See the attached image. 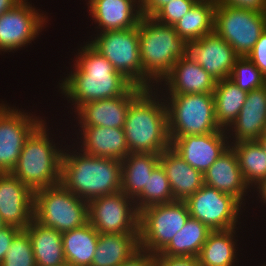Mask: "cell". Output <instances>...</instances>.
I'll list each match as a JSON object with an SVG mask.
<instances>
[{
    "label": "cell",
    "mask_w": 266,
    "mask_h": 266,
    "mask_svg": "<svg viewBox=\"0 0 266 266\" xmlns=\"http://www.w3.org/2000/svg\"><path fill=\"white\" fill-rule=\"evenodd\" d=\"M45 16L28 0H21L12 9L3 12L0 15V52L17 51L31 44L42 28H46L49 20Z\"/></svg>",
    "instance_id": "obj_14"
},
{
    "label": "cell",
    "mask_w": 266,
    "mask_h": 266,
    "mask_svg": "<svg viewBox=\"0 0 266 266\" xmlns=\"http://www.w3.org/2000/svg\"><path fill=\"white\" fill-rule=\"evenodd\" d=\"M246 57L266 77V30L261 34L255 46Z\"/></svg>",
    "instance_id": "obj_39"
},
{
    "label": "cell",
    "mask_w": 266,
    "mask_h": 266,
    "mask_svg": "<svg viewBox=\"0 0 266 266\" xmlns=\"http://www.w3.org/2000/svg\"><path fill=\"white\" fill-rule=\"evenodd\" d=\"M0 103V173H11L23 146L31 134L44 122L24 110Z\"/></svg>",
    "instance_id": "obj_13"
},
{
    "label": "cell",
    "mask_w": 266,
    "mask_h": 266,
    "mask_svg": "<svg viewBox=\"0 0 266 266\" xmlns=\"http://www.w3.org/2000/svg\"><path fill=\"white\" fill-rule=\"evenodd\" d=\"M144 90L133 85L122 96L87 102L74 111L77 115L75 119L78 120L80 127L102 126L123 129L130 104Z\"/></svg>",
    "instance_id": "obj_16"
},
{
    "label": "cell",
    "mask_w": 266,
    "mask_h": 266,
    "mask_svg": "<svg viewBox=\"0 0 266 266\" xmlns=\"http://www.w3.org/2000/svg\"><path fill=\"white\" fill-rule=\"evenodd\" d=\"M257 141L259 142V144L262 146V148L266 152V134L264 133Z\"/></svg>",
    "instance_id": "obj_46"
},
{
    "label": "cell",
    "mask_w": 266,
    "mask_h": 266,
    "mask_svg": "<svg viewBox=\"0 0 266 266\" xmlns=\"http://www.w3.org/2000/svg\"><path fill=\"white\" fill-rule=\"evenodd\" d=\"M212 230L201 221L189 217L184 227L159 252L162 255L198 256Z\"/></svg>",
    "instance_id": "obj_32"
},
{
    "label": "cell",
    "mask_w": 266,
    "mask_h": 266,
    "mask_svg": "<svg viewBox=\"0 0 266 266\" xmlns=\"http://www.w3.org/2000/svg\"><path fill=\"white\" fill-rule=\"evenodd\" d=\"M57 266H73V265L71 263L65 261L64 263L57 265Z\"/></svg>",
    "instance_id": "obj_47"
},
{
    "label": "cell",
    "mask_w": 266,
    "mask_h": 266,
    "mask_svg": "<svg viewBox=\"0 0 266 266\" xmlns=\"http://www.w3.org/2000/svg\"><path fill=\"white\" fill-rule=\"evenodd\" d=\"M99 233L88 222L62 233L66 262L73 266H91L97 247Z\"/></svg>",
    "instance_id": "obj_29"
},
{
    "label": "cell",
    "mask_w": 266,
    "mask_h": 266,
    "mask_svg": "<svg viewBox=\"0 0 266 266\" xmlns=\"http://www.w3.org/2000/svg\"><path fill=\"white\" fill-rule=\"evenodd\" d=\"M80 49L74 69L59 82L75 111L87 102L122 96L134 85L88 42Z\"/></svg>",
    "instance_id": "obj_1"
},
{
    "label": "cell",
    "mask_w": 266,
    "mask_h": 266,
    "mask_svg": "<svg viewBox=\"0 0 266 266\" xmlns=\"http://www.w3.org/2000/svg\"><path fill=\"white\" fill-rule=\"evenodd\" d=\"M172 0H141L143 16L152 17L162 6Z\"/></svg>",
    "instance_id": "obj_43"
},
{
    "label": "cell",
    "mask_w": 266,
    "mask_h": 266,
    "mask_svg": "<svg viewBox=\"0 0 266 266\" xmlns=\"http://www.w3.org/2000/svg\"><path fill=\"white\" fill-rule=\"evenodd\" d=\"M139 249V233L99 234L91 266H119Z\"/></svg>",
    "instance_id": "obj_25"
},
{
    "label": "cell",
    "mask_w": 266,
    "mask_h": 266,
    "mask_svg": "<svg viewBox=\"0 0 266 266\" xmlns=\"http://www.w3.org/2000/svg\"><path fill=\"white\" fill-rule=\"evenodd\" d=\"M198 0H172L162 6L152 17L164 25H175Z\"/></svg>",
    "instance_id": "obj_37"
},
{
    "label": "cell",
    "mask_w": 266,
    "mask_h": 266,
    "mask_svg": "<svg viewBox=\"0 0 266 266\" xmlns=\"http://www.w3.org/2000/svg\"><path fill=\"white\" fill-rule=\"evenodd\" d=\"M46 120L26 140L11 174L33 193L61 182L64 148L49 138Z\"/></svg>",
    "instance_id": "obj_5"
},
{
    "label": "cell",
    "mask_w": 266,
    "mask_h": 266,
    "mask_svg": "<svg viewBox=\"0 0 266 266\" xmlns=\"http://www.w3.org/2000/svg\"><path fill=\"white\" fill-rule=\"evenodd\" d=\"M173 201L175 200L169 185V180L164 168L159 163L148 178L147 186H145L142 192L134 199V202L140 213L143 209L150 206Z\"/></svg>",
    "instance_id": "obj_34"
},
{
    "label": "cell",
    "mask_w": 266,
    "mask_h": 266,
    "mask_svg": "<svg viewBox=\"0 0 266 266\" xmlns=\"http://www.w3.org/2000/svg\"><path fill=\"white\" fill-rule=\"evenodd\" d=\"M5 226V224L3 223L1 217H0V229H2Z\"/></svg>",
    "instance_id": "obj_48"
},
{
    "label": "cell",
    "mask_w": 266,
    "mask_h": 266,
    "mask_svg": "<svg viewBox=\"0 0 266 266\" xmlns=\"http://www.w3.org/2000/svg\"><path fill=\"white\" fill-rule=\"evenodd\" d=\"M185 201L154 205L140 212L139 248L159 253L189 219Z\"/></svg>",
    "instance_id": "obj_8"
},
{
    "label": "cell",
    "mask_w": 266,
    "mask_h": 266,
    "mask_svg": "<svg viewBox=\"0 0 266 266\" xmlns=\"http://www.w3.org/2000/svg\"><path fill=\"white\" fill-rule=\"evenodd\" d=\"M187 55L217 81L230 78L235 61L240 57L215 31L189 42Z\"/></svg>",
    "instance_id": "obj_18"
},
{
    "label": "cell",
    "mask_w": 266,
    "mask_h": 266,
    "mask_svg": "<svg viewBox=\"0 0 266 266\" xmlns=\"http://www.w3.org/2000/svg\"><path fill=\"white\" fill-rule=\"evenodd\" d=\"M96 36L88 43L105 57L116 71L134 85L143 88L138 26L131 29L104 31Z\"/></svg>",
    "instance_id": "obj_10"
},
{
    "label": "cell",
    "mask_w": 266,
    "mask_h": 266,
    "mask_svg": "<svg viewBox=\"0 0 266 266\" xmlns=\"http://www.w3.org/2000/svg\"><path fill=\"white\" fill-rule=\"evenodd\" d=\"M231 147L237 154L245 182L256 188L266 179V152L258 141H241Z\"/></svg>",
    "instance_id": "obj_33"
},
{
    "label": "cell",
    "mask_w": 266,
    "mask_h": 266,
    "mask_svg": "<svg viewBox=\"0 0 266 266\" xmlns=\"http://www.w3.org/2000/svg\"><path fill=\"white\" fill-rule=\"evenodd\" d=\"M224 129L209 134L188 135L170 139V147L191 167L202 172L231 146Z\"/></svg>",
    "instance_id": "obj_15"
},
{
    "label": "cell",
    "mask_w": 266,
    "mask_h": 266,
    "mask_svg": "<svg viewBox=\"0 0 266 266\" xmlns=\"http://www.w3.org/2000/svg\"><path fill=\"white\" fill-rule=\"evenodd\" d=\"M258 191L259 195L257 197L260 198V201L266 204V179L263 180L255 189Z\"/></svg>",
    "instance_id": "obj_45"
},
{
    "label": "cell",
    "mask_w": 266,
    "mask_h": 266,
    "mask_svg": "<svg viewBox=\"0 0 266 266\" xmlns=\"http://www.w3.org/2000/svg\"><path fill=\"white\" fill-rule=\"evenodd\" d=\"M218 4L233 8L248 9L257 12H265L266 0H216Z\"/></svg>",
    "instance_id": "obj_40"
},
{
    "label": "cell",
    "mask_w": 266,
    "mask_h": 266,
    "mask_svg": "<svg viewBox=\"0 0 266 266\" xmlns=\"http://www.w3.org/2000/svg\"><path fill=\"white\" fill-rule=\"evenodd\" d=\"M138 32L143 88L154 89L178 59L187 55L188 43L180 38L173 26L161 24L153 17L142 16Z\"/></svg>",
    "instance_id": "obj_4"
},
{
    "label": "cell",
    "mask_w": 266,
    "mask_h": 266,
    "mask_svg": "<svg viewBox=\"0 0 266 266\" xmlns=\"http://www.w3.org/2000/svg\"><path fill=\"white\" fill-rule=\"evenodd\" d=\"M203 176L205 185L232 195L243 207L245 206V196H248L247 193L249 190L251 192V189L243 178L237 154L231 146L208 168Z\"/></svg>",
    "instance_id": "obj_22"
},
{
    "label": "cell",
    "mask_w": 266,
    "mask_h": 266,
    "mask_svg": "<svg viewBox=\"0 0 266 266\" xmlns=\"http://www.w3.org/2000/svg\"><path fill=\"white\" fill-rule=\"evenodd\" d=\"M235 229L238 230H216L209 234L198 255L200 266H236L238 239Z\"/></svg>",
    "instance_id": "obj_28"
},
{
    "label": "cell",
    "mask_w": 266,
    "mask_h": 266,
    "mask_svg": "<svg viewBox=\"0 0 266 266\" xmlns=\"http://www.w3.org/2000/svg\"><path fill=\"white\" fill-rule=\"evenodd\" d=\"M0 217L19 229L34 219V193L11 173H0Z\"/></svg>",
    "instance_id": "obj_17"
},
{
    "label": "cell",
    "mask_w": 266,
    "mask_h": 266,
    "mask_svg": "<svg viewBox=\"0 0 266 266\" xmlns=\"http://www.w3.org/2000/svg\"><path fill=\"white\" fill-rule=\"evenodd\" d=\"M155 254L139 248L119 266H153Z\"/></svg>",
    "instance_id": "obj_41"
},
{
    "label": "cell",
    "mask_w": 266,
    "mask_h": 266,
    "mask_svg": "<svg viewBox=\"0 0 266 266\" xmlns=\"http://www.w3.org/2000/svg\"><path fill=\"white\" fill-rule=\"evenodd\" d=\"M247 91L240 89L230 78L218 80L213 92L215 117L218 126L227 130L236 120L245 103Z\"/></svg>",
    "instance_id": "obj_31"
},
{
    "label": "cell",
    "mask_w": 266,
    "mask_h": 266,
    "mask_svg": "<svg viewBox=\"0 0 266 266\" xmlns=\"http://www.w3.org/2000/svg\"><path fill=\"white\" fill-rule=\"evenodd\" d=\"M89 223L99 234L139 233L140 213L121 190L88 202Z\"/></svg>",
    "instance_id": "obj_11"
},
{
    "label": "cell",
    "mask_w": 266,
    "mask_h": 266,
    "mask_svg": "<svg viewBox=\"0 0 266 266\" xmlns=\"http://www.w3.org/2000/svg\"><path fill=\"white\" fill-rule=\"evenodd\" d=\"M74 150L64 149L62 158L60 183L67 190L87 202L121 190L120 160L95 157L80 149L78 152Z\"/></svg>",
    "instance_id": "obj_2"
},
{
    "label": "cell",
    "mask_w": 266,
    "mask_h": 266,
    "mask_svg": "<svg viewBox=\"0 0 266 266\" xmlns=\"http://www.w3.org/2000/svg\"><path fill=\"white\" fill-rule=\"evenodd\" d=\"M216 0H198L175 25V31L187 43L214 31Z\"/></svg>",
    "instance_id": "obj_30"
},
{
    "label": "cell",
    "mask_w": 266,
    "mask_h": 266,
    "mask_svg": "<svg viewBox=\"0 0 266 266\" xmlns=\"http://www.w3.org/2000/svg\"><path fill=\"white\" fill-rule=\"evenodd\" d=\"M159 159L160 154L129 153L121 161V191L134 200L147 186Z\"/></svg>",
    "instance_id": "obj_27"
},
{
    "label": "cell",
    "mask_w": 266,
    "mask_h": 266,
    "mask_svg": "<svg viewBox=\"0 0 266 266\" xmlns=\"http://www.w3.org/2000/svg\"><path fill=\"white\" fill-rule=\"evenodd\" d=\"M155 88L145 89L127 111L123 129L130 153L161 154L170 147L166 103Z\"/></svg>",
    "instance_id": "obj_3"
},
{
    "label": "cell",
    "mask_w": 266,
    "mask_h": 266,
    "mask_svg": "<svg viewBox=\"0 0 266 266\" xmlns=\"http://www.w3.org/2000/svg\"><path fill=\"white\" fill-rule=\"evenodd\" d=\"M91 19L98 24L99 33L131 29L138 26L142 18L139 0H88ZM137 4V5H136Z\"/></svg>",
    "instance_id": "obj_21"
},
{
    "label": "cell",
    "mask_w": 266,
    "mask_h": 266,
    "mask_svg": "<svg viewBox=\"0 0 266 266\" xmlns=\"http://www.w3.org/2000/svg\"><path fill=\"white\" fill-rule=\"evenodd\" d=\"M265 130L266 85L247 93L245 103L236 120L226 132L231 145L241 141H257Z\"/></svg>",
    "instance_id": "obj_20"
},
{
    "label": "cell",
    "mask_w": 266,
    "mask_h": 266,
    "mask_svg": "<svg viewBox=\"0 0 266 266\" xmlns=\"http://www.w3.org/2000/svg\"><path fill=\"white\" fill-rule=\"evenodd\" d=\"M34 219L63 233L89 222L88 202L61 183L34 193Z\"/></svg>",
    "instance_id": "obj_7"
},
{
    "label": "cell",
    "mask_w": 266,
    "mask_h": 266,
    "mask_svg": "<svg viewBox=\"0 0 266 266\" xmlns=\"http://www.w3.org/2000/svg\"><path fill=\"white\" fill-rule=\"evenodd\" d=\"M20 1L21 0H0V15L3 12L12 9Z\"/></svg>",
    "instance_id": "obj_44"
},
{
    "label": "cell",
    "mask_w": 266,
    "mask_h": 266,
    "mask_svg": "<svg viewBox=\"0 0 266 266\" xmlns=\"http://www.w3.org/2000/svg\"><path fill=\"white\" fill-rule=\"evenodd\" d=\"M265 30L266 16L264 12L216 4L214 31L240 57H246L248 55Z\"/></svg>",
    "instance_id": "obj_9"
},
{
    "label": "cell",
    "mask_w": 266,
    "mask_h": 266,
    "mask_svg": "<svg viewBox=\"0 0 266 266\" xmlns=\"http://www.w3.org/2000/svg\"><path fill=\"white\" fill-rule=\"evenodd\" d=\"M162 94L167 108L169 139L220 131L213 94Z\"/></svg>",
    "instance_id": "obj_6"
},
{
    "label": "cell",
    "mask_w": 266,
    "mask_h": 266,
    "mask_svg": "<svg viewBox=\"0 0 266 266\" xmlns=\"http://www.w3.org/2000/svg\"><path fill=\"white\" fill-rule=\"evenodd\" d=\"M230 79L247 92L266 85V77L247 57H239L235 61Z\"/></svg>",
    "instance_id": "obj_35"
},
{
    "label": "cell",
    "mask_w": 266,
    "mask_h": 266,
    "mask_svg": "<svg viewBox=\"0 0 266 266\" xmlns=\"http://www.w3.org/2000/svg\"><path fill=\"white\" fill-rule=\"evenodd\" d=\"M162 82L159 93L165 92L166 95L213 94L217 80L186 55L178 59Z\"/></svg>",
    "instance_id": "obj_19"
},
{
    "label": "cell",
    "mask_w": 266,
    "mask_h": 266,
    "mask_svg": "<svg viewBox=\"0 0 266 266\" xmlns=\"http://www.w3.org/2000/svg\"><path fill=\"white\" fill-rule=\"evenodd\" d=\"M191 218L201 221L212 231L236 227L242 215V204L232 195L203 185L186 201Z\"/></svg>",
    "instance_id": "obj_12"
},
{
    "label": "cell",
    "mask_w": 266,
    "mask_h": 266,
    "mask_svg": "<svg viewBox=\"0 0 266 266\" xmlns=\"http://www.w3.org/2000/svg\"><path fill=\"white\" fill-rule=\"evenodd\" d=\"M153 266H200L198 256L162 255L156 253Z\"/></svg>",
    "instance_id": "obj_38"
},
{
    "label": "cell",
    "mask_w": 266,
    "mask_h": 266,
    "mask_svg": "<svg viewBox=\"0 0 266 266\" xmlns=\"http://www.w3.org/2000/svg\"><path fill=\"white\" fill-rule=\"evenodd\" d=\"M20 230L21 229L15 226H6V225L2 229H0V264L3 262L7 250L11 246V243L15 235Z\"/></svg>",
    "instance_id": "obj_42"
},
{
    "label": "cell",
    "mask_w": 266,
    "mask_h": 266,
    "mask_svg": "<svg viewBox=\"0 0 266 266\" xmlns=\"http://www.w3.org/2000/svg\"><path fill=\"white\" fill-rule=\"evenodd\" d=\"M0 266H36L32 243L26 229L14 237Z\"/></svg>",
    "instance_id": "obj_36"
},
{
    "label": "cell",
    "mask_w": 266,
    "mask_h": 266,
    "mask_svg": "<svg viewBox=\"0 0 266 266\" xmlns=\"http://www.w3.org/2000/svg\"><path fill=\"white\" fill-rule=\"evenodd\" d=\"M80 151L95 157L122 161L130 152L124 129L87 126L79 129Z\"/></svg>",
    "instance_id": "obj_23"
},
{
    "label": "cell",
    "mask_w": 266,
    "mask_h": 266,
    "mask_svg": "<svg viewBox=\"0 0 266 266\" xmlns=\"http://www.w3.org/2000/svg\"><path fill=\"white\" fill-rule=\"evenodd\" d=\"M159 163L165 170L175 201H186L204 185L203 173L191 167L171 147L160 154Z\"/></svg>",
    "instance_id": "obj_24"
},
{
    "label": "cell",
    "mask_w": 266,
    "mask_h": 266,
    "mask_svg": "<svg viewBox=\"0 0 266 266\" xmlns=\"http://www.w3.org/2000/svg\"><path fill=\"white\" fill-rule=\"evenodd\" d=\"M26 230L32 243L36 266H57L66 261L61 232L44 227L35 219Z\"/></svg>",
    "instance_id": "obj_26"
}]
</instances>
